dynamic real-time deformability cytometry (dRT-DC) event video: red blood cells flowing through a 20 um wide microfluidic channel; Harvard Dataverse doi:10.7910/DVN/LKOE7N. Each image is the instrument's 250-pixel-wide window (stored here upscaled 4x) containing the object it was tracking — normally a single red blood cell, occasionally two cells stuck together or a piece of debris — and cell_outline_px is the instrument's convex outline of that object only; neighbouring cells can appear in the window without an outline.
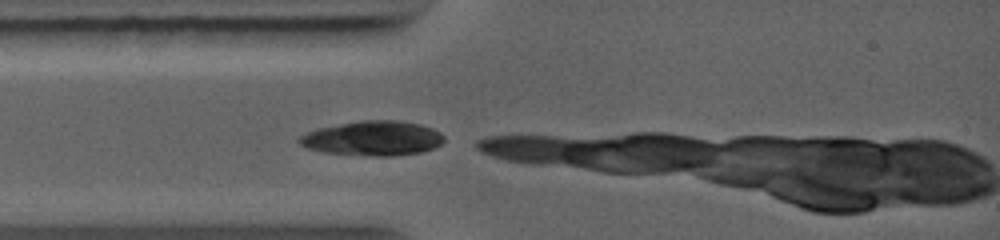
{"species": "common noctule bat (a hibernating species)", "species_latin": "Nyctalus noctula", "temperature_condition": "warm", "stored_images_in_passage": 3, "camera_frame_rate_fps": 5000, "um_per_image_px": 0.085, "animal": {"sex": "female", "body_mass_g": 19.0, "forearm_length_mm": 56.7}, "frame": {"image": 1, "passage_image": 1, "time_ms": 0.0, "image_size_px": [1000, 240], "cell_outline_px": [[444, 140], [440, 144], [432, 148], [420, 152], [392, 156], [372, 156], [324, 152], [308, 148], [300, 144], [296, 140], [300, 136], [316, 128], [360, 120], [400, 120], [420, 124], [432, 128], [440, 132], [444, 136]], "centroid_in_image_um": [31.68, 11.74], "position_along_channel_um": 53.3, "area_um2": 29.25}}